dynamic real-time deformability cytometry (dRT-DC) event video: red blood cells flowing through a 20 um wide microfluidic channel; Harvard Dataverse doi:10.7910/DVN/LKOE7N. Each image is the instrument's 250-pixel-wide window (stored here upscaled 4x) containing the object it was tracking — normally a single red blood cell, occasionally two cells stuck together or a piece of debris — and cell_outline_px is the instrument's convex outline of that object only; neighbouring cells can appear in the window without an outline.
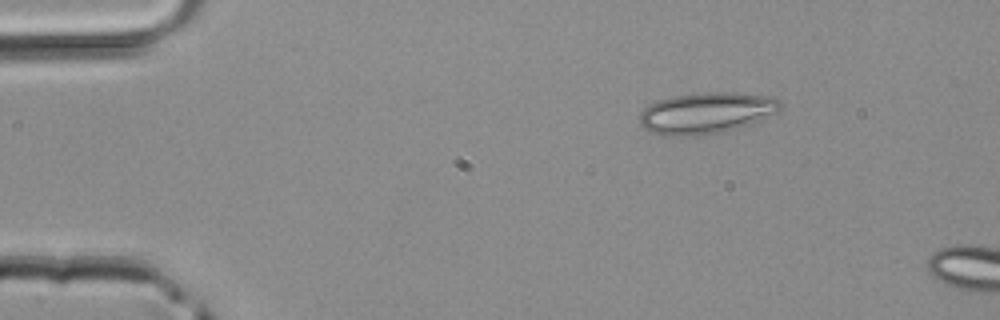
{"species": "common noctule bat (a hibernating species)", "species_latin": "Nyctalus noctula", "temperature_condition": "room temperature", "stored_images_in_passage": 2, "camera_frame_rate_fps": 3000, "um_per_image_px": 0.085, "animal": {"sex": "male", "body_mass_g": 20.4}, "frame": {"image": 1, "passage_image": 1, "time_ms": 0.0, "image_size_px": [1000, 320], "cell_outline_px": [[784, 104], [780, 112], [760, 120], [736, 128], [720, 132], [692, 136], [660, 136], [644, 128], [640, 124], [640, 112], [644, 108], [660, 100], [672, 96], [704, 92], [732, 92], [772, 96], [780, 100]], "centroid_in_image_um": [60.08, 9.6], "position_along_channel_um": 24.9, "area_um2": 34.04}}